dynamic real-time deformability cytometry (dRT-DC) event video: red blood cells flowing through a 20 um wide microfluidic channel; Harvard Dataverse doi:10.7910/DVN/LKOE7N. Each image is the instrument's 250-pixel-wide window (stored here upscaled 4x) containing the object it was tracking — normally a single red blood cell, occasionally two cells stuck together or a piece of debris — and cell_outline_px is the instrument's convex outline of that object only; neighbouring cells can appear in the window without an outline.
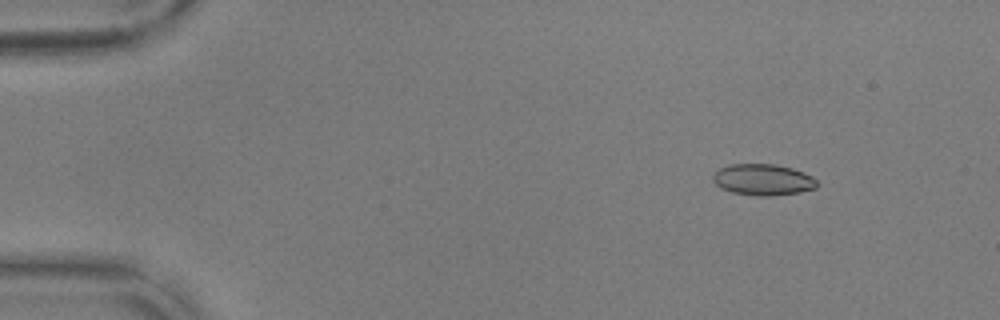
{"species": "common noctule bat (a hibernating species)", "species_latin": "Nyctalus noctula", "temperature_condition": "warm", "stored_images_in_passage": 54, "camera_frame_rate_fps": 3000, "um_per_image_px": 0.085, "animal": {"sex": "male", "body_mass_g": 17.9, "forearm_length_mm": 54.2}, "frame": {"image": 1, "passage_image": 6, "time_ms": 1.667, "image_size_px": [1000, 320], "cell_outline_px": [[820, 184], [816, 188], [800, 192], [772, 196], [756, 196], [732, 192], [720, 188], [712, 180], [712, 176], [720, 168], [728, 164], [776, 164], [792, 168], [804, 172], [812, 176]], "centroid_in_image_um": [64.87, 15.27], "position_along_channel_um": 20.1, "area_um2": 19.19}}
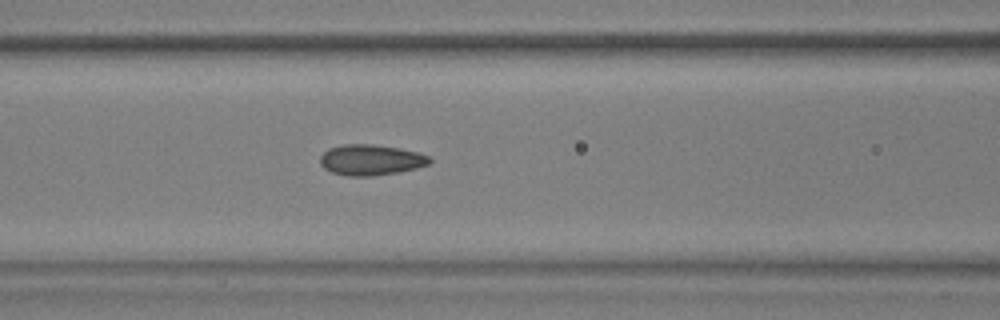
{"frame": {"image": 2, "passage_image": 23, "time_ms": 7.333, "image_size_px": [1000, 320], "cell_outline_px": [[432, 164], [400, 172], [372, 176], [348, 176], [332, 172], [324, 168], [320, 164], [320, 156], [328, 148], [344, 144], [372, 144], [400, 148], [416, 152], [428, 156], [432, 160]], "centroid_in_image_um": [31.53, 13.59], "position_along_channel_um": 135.1, "area_um2": 19.71}}
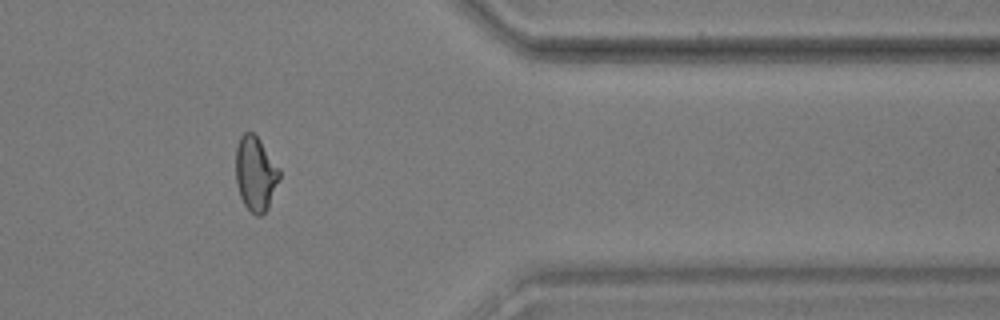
{"frame": {"image": 3, "passage_image": 45, "time_ms": 14.667, "image_size_px": [1000, 320], "cell_outline_px": [[280, 176], [268, 208], [260, 216], [256, 216], [244, 204], [240, 196], [236, 184], [236, 148], [240, 136], [244, 132], [252, 132], [260, 140], [280, 168]], "centroid_in_image_um": [21.71, 14.75], "position_along_channel_um": 389.7, "area_um2": 18.9}, "authors_computed_cell_mechanics": {"area_um2": 19.1029, "velocity_mm_per_s": 3.6872, "shape_relaxation_time_tau1_ms": 4.4232, "shape_relaxation_time_tau2_ms": 1.2248, "deformation_change_tau1": 0.1217, "deformation_change_tau2": 0.0557}}